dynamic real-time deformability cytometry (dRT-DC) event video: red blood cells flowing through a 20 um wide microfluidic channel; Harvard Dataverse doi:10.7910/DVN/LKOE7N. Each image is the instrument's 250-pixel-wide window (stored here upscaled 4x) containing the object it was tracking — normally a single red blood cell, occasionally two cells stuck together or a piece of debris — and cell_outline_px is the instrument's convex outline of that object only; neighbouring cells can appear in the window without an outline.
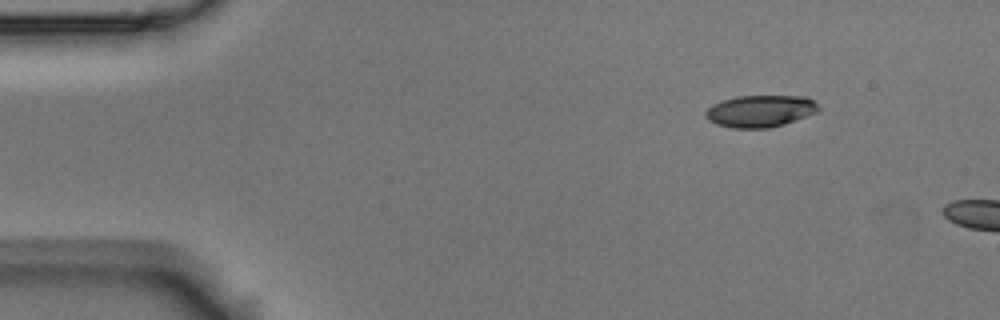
{"species": "Egyptian fruit bat (a non-hibernating species)", "species_latin": "Rousettus aegyptiacus", "temperature_condition": "room temperature", "stored_images_in_passage": 4, "camera_frame_rate_fps": 3000, "um_per_image_px": 0.085, "animal": {"sex": "male"}, "frame": {"image": 1, "passage_image": 1, "time_ms": 0.0, "image_size_px": [1000, 320], "cell_outline_px": [[820, 108], [816, 112], [784, 124], [768, 128], [732, 128], [716, 124], [708, 120], [704, 116], [704, 112], [712, 104], [736, 96], [804, 96], [812, 100]], "centroid_in_image_um": [64.57, 9.44], "position_along_channel_um": 20.4, "area_um2": 20.92}}